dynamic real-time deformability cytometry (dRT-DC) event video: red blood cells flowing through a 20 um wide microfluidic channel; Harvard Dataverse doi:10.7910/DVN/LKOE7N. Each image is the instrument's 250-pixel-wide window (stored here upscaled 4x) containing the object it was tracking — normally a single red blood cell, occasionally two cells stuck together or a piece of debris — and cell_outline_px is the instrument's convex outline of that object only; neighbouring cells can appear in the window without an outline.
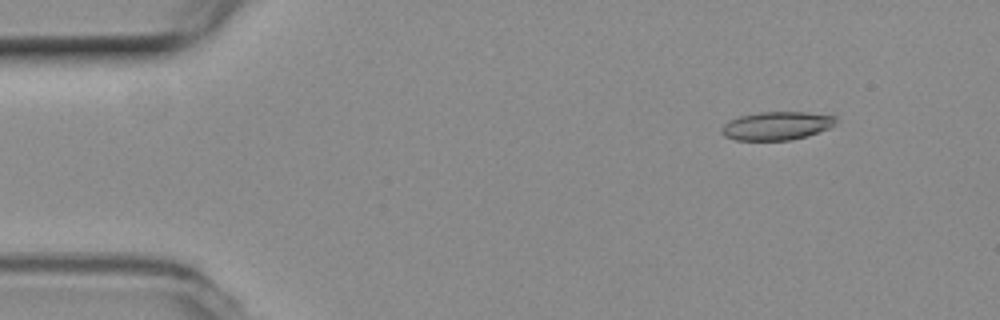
{"species": "common noctule bat (a hibernating species)", "species_latin": "Nyctalus noctula", "temperature_condition": "room temperature", "stored_images_in_passage": 54, "camera_frame_rate_fps": 3000, "um_per_image_px": 0.085, "animal": {"sex": "female", "body_mass_g": 19.3, "forearm_length_mm": 54.1}, "frame": {"image": 1, "passage_image": 6, "time_ms": 1.667, "image_size_px": [1000, 320], "cell_outline_px": [[836, 120], [828, 128], [808, 136], [792, 140], [736, 140], [724, 136], [720, 128], [728, 120], [740, 116], [760, 112], [808, 112], [836, 116]], "centroid_in_image_um": [65.99, 10.69], "position_along_channel_um": 19.0, "area_um2": 18.84}}
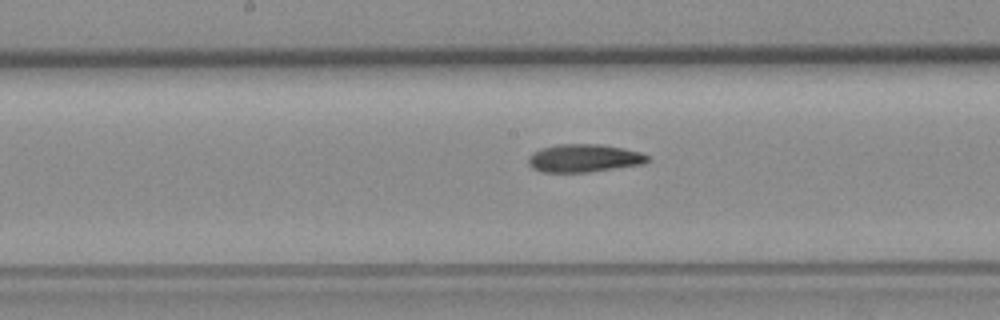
{"frame": {"image": 2, "passage_image": 27, "time_ms": 8.667, "image_size_px": [1000, 320], "cell_outline_px": [[648, 160], [644, 164], [588, 172], [540, 172], [532, 168], [528, 164], [528, 156], [532, 152], [544, 148], [560, 144], [600, 144], [624, 148], [640, 152], [648, 156]], "centroid_in_image_um": [49.62, 13.45], "position_along_channel_um": 198.6, "area_um2": 19.42}}
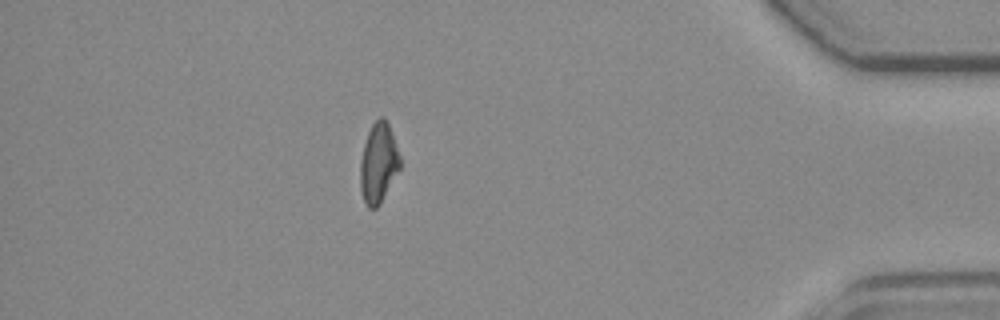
{"frame": {"image": 3, "passage_image": 47, "time_ms": 15.333, "image_size_px": [1000, 320], "cell_outline_px": [[400, 168], [380, 204], [376, 208], [368, 208], [364, 200], [360, 188], [360, 164], [364, 144], [368, 132], [372, 124], [380, 116], [384, 116], [388, 124], [400, 156]], "centroid_in_image_um": [32.16, 13.86], "position_along_channel_um": 403.0, "area_um2": 18.32}}